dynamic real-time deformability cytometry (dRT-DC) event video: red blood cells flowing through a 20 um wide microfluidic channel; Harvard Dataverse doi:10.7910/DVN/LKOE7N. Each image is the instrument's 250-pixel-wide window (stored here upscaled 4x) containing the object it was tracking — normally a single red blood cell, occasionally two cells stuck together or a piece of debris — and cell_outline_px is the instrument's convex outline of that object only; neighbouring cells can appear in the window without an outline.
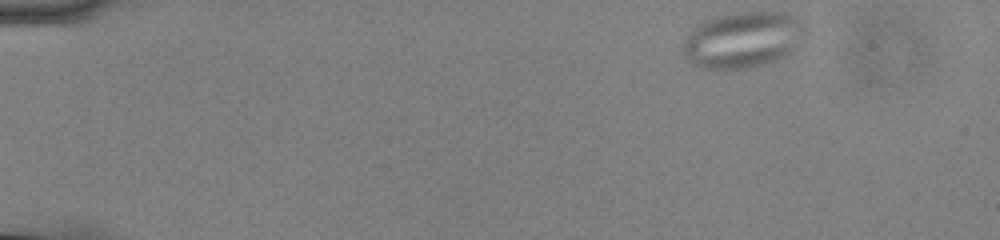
{"species": "common noctule bat (a hibernating species)", "species_latin": "Nyctalus noctula", "temperature_condition": "cold", "stored_images_in_passage": 50, "camera_frame_rate_fps": 3000, "um_per_image_px": 0.085, "animal": {"sex": "male", "body_mass_g": 13.0, "forearm_length_mm": 53.1}, "frame": {"image": 1, "passage_image": 1, "time_ms": 0.0, "image_size_px": [1000, 240], "cell_outline_px": [[808, 32], [796, 48], [792, 52], [776, 60], [764, 64], [748, 68], [708, 68], [696, 64], [684, 52], [684, 36], [696, 24], [704, 20], [736, 12], [784, 12], [796, 16], [804, 20], [808, 28]], "centroid_in_image_um": [63.24, 3.34], "position_along_channel_um": 21.8, "area_um2": 40.11}}
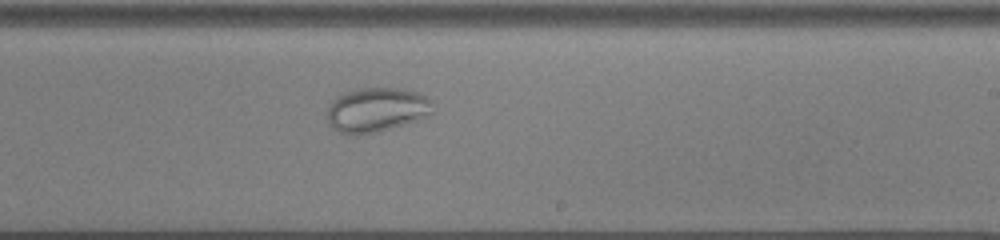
{"frame": {"image": 2, "passage_image": 29, "time_ms": 9.333, "image_size_px": [1000, 240], "cell_outline_px": [[432, 112], [404, 124], [376, 132], [352, 136], [348, 136], [336, 132], [332, 128], [328, 120], [328, 108], [332, 100], [336, 96], [344, 92], [360, 88], [404, 88], [420, 92], [428, 100]], "centroid_in_image_um": [31.91, 9.33], "position_along_channel_um": 257.1, "area_um2": 27.22}}
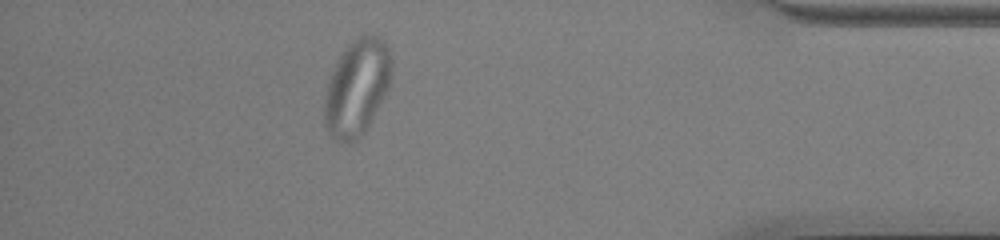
{"frame": {"image": 3, "passage_image": 44, "time_ms": 14.333, "image_size_px": [1000, 240], "cell_outline_px": [[392, 76], [388, 88], [364, 132], [352, 144], [340, 144], [328, 132], [324, 124], [324, 96], [332, 72], [344, 48], [352, 40], [360, 36], [376, 36], [384, 40], [392, 56]], "centroid_in_image_um": [30.33, 7.46], "position_along_channel_um": 404.9, "area_um2": 37.63}}